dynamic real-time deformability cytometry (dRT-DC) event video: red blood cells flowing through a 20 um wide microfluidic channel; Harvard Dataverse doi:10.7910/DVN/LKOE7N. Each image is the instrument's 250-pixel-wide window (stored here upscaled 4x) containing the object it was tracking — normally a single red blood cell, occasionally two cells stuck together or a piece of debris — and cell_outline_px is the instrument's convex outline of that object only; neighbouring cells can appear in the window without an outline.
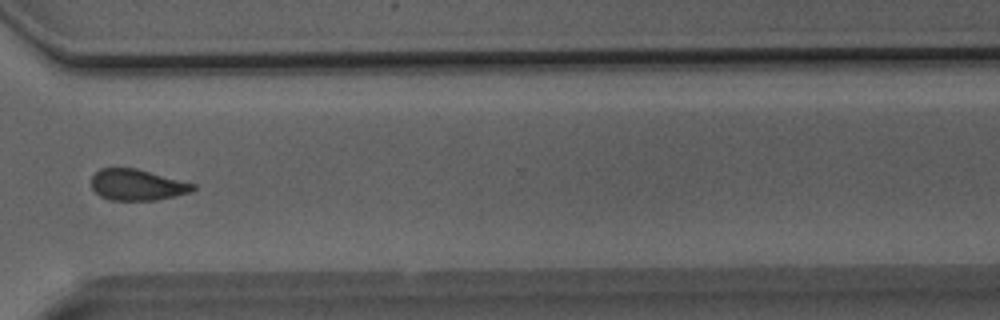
{"species": "Egyptian fruit bat (a non-hibernating species)", "species_latin": "Rousettus aegyptiacus", "temperature_condition": "room temperature", "stored_images_in_passage": 33, "camera_frame_rate_fps": 3000, "um_per_image_px": 0.085, "animal": {"sex": "male"}, "frame": {"image": 1, "passage_image": 24, "time_ms": 7.667, "image_size_px": [1000, 320], "cell_outline_px": [[196, 188], [192, 192], [156, 200], [108, 200], [100, 196], [92, 188], [92, 176], [100, 168], [136, 168], [196, 184]], "centroid_in_image_um": [11.67, 15.71], "position_along_channel_um": 358.9, "area_um2": 18.44}}